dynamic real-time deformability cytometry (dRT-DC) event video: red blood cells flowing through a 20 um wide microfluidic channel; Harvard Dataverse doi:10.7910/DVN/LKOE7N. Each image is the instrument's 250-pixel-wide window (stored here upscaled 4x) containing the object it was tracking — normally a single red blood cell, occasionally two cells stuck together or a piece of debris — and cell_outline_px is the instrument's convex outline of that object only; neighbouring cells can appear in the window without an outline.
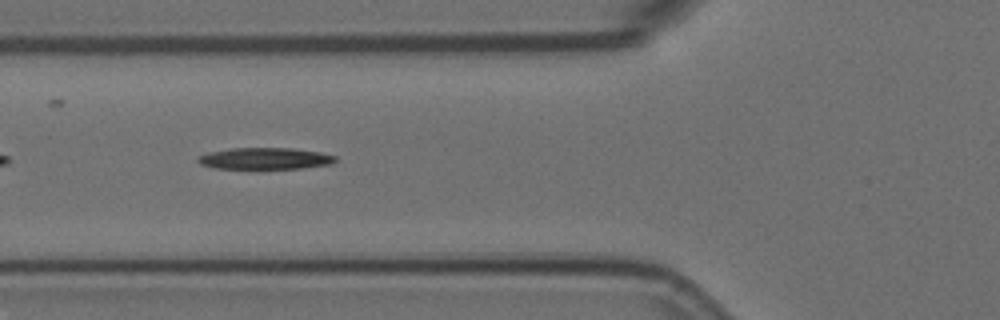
{"species": "Egyptian fruit bat (a non-hibernating species)", "species_latin": "Rousettus aegyptiacus", "temperature_condition": "room temperature", "stored_images_in_passage": 34, "camera_frame_rate_fps": 3000, "um_per_image_px": 0.085, "animal": {"sex": "female"}, "frame": {"image": 1, "passage_image": 6, "time_ms": 1.667, "image_size_px": [1000, 320], "cell_outline_px": [[336, 160], [332, 164], [304, 168], [260, 172], [216, 168], [200, 164], [196, 160], [200, 156], [208, 152], [232, 148], [292, 148], [320, 152], [336, 156]], "centroid_in_image_um": [22.52, 13.53], "position_along_channel_um": 103.3, "area_um2": 18.44}}
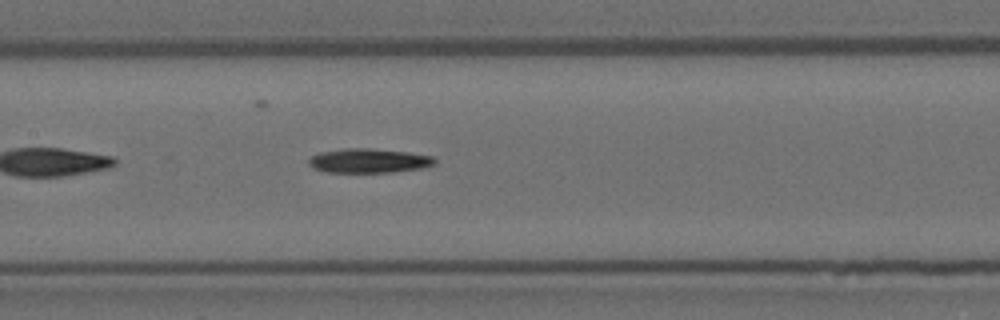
{"frame": {"image": 2, "passage_image": 12, "time_ms": 3.667, "image_size_px": [1000, 320], "cell_outline_px": [[436, 164], [424, 168], [392, 172], [328, 172], [312, 168], [308, 164], [308, 160], [312, 156], [320, 152], [344, 148], [368, 148], [408, 152], [432, 156], [436, 160]], "centroid_in_image_um": [31.36, 13.66], "position_along_channel_um": 176.0, "area_um2": 17.92}}
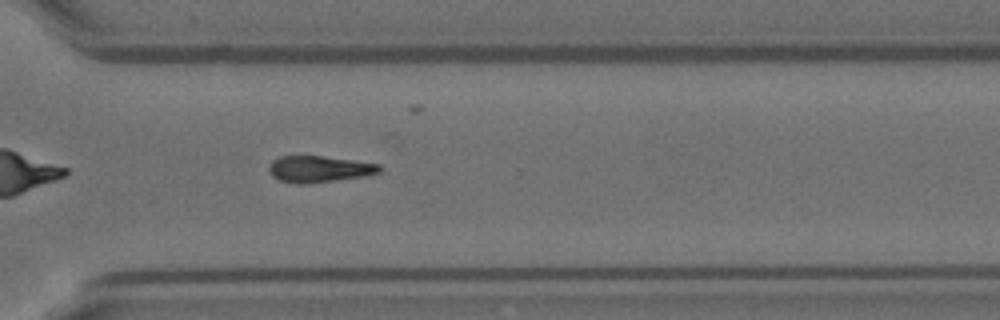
{"frame": {"image": 3, "passage_image": 26, "time_ms": 8.333, "image_size_px": [1000, 320], "cell_outline_px": [[384, 168], [380, 172], [368, 176], [308, 184], [296, 184], [280, 180], [272, 176], [268, 172], [268, 168], [272, 160], [280, 156], [320, 156], [352, 160], [380, 164]], "centroid_in_image_um": [27.15, 14.38], "position_along_channel_um": 343.5, "area_um2": 17.28}, "authors_computed_cell_mechanics": {"area_um2": 17.7735, "velocity_mm_per_s": 3.6029, "shape_relaxation_time_tau1_ms": 7.5357, "shape_relaxation_time_tau2_ms": null, "deformation_change_tau1": 0.2081, "deformation_change_tau2": null}}